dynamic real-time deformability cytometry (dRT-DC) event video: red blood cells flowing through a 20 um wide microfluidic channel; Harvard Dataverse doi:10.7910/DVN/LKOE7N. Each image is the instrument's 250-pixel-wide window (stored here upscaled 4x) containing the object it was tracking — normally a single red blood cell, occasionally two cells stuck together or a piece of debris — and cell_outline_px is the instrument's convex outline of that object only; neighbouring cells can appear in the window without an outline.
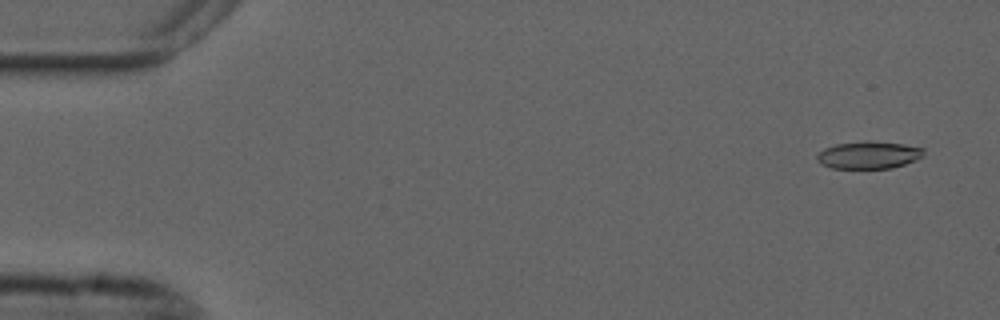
{"species": "common noctule bat (a hibernating species)", "species_latin": "Nyctalus noctula", "temperature_condition": "cold", "stored_images_in_passage": 22, "camera_frame_rate_fps": 3000, "um_per_image_px": 0.085, "animal": {"sex": "male", "forearm_length_mm": 52.5}, "frame": {"image": 1, "passage_image": 1, "time_ms": 0.0, "image_size_px": [1000, 320], "cell_outline_px": [[924, 156], [916, 160], [892, 168], [832, 168], [820, 164], [816, 160], [816, 156], [824, 148], [836, 144], [864, 140], [872, 140], [904, 144], [924, 148]], "centroid_in_image_um": [73.84, 13.16], "position_along_channel_um": 11.2, "area_um2": 17.28}}
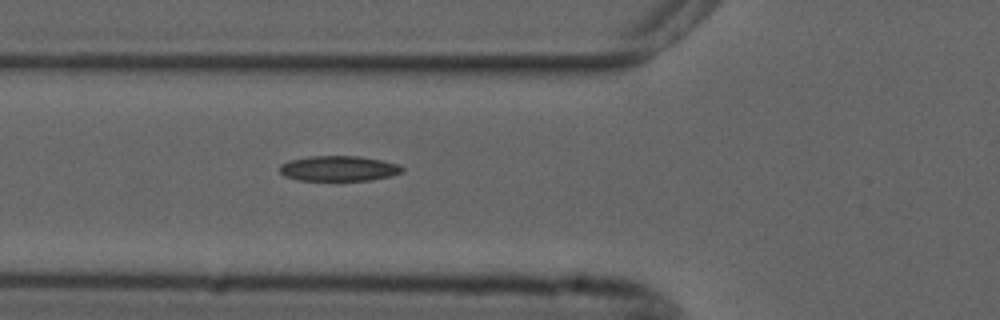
{"frame": {"image": 2, "passage_image": 18, "time_ms": 5.667, "image_size_px": [1000, 320], "cell_outline_px": [[404, 172], [392, 176], [372, 180], [296, 180], [284, 176], [280, 172], [280, 164], [288, 160], [312, 156], [360, 156], [400, 164], [404, 168]], "centroid_in_image_um": [28.81, 14.32], "position_along_channel_um": 97.0, "area_um2": 18.21}}
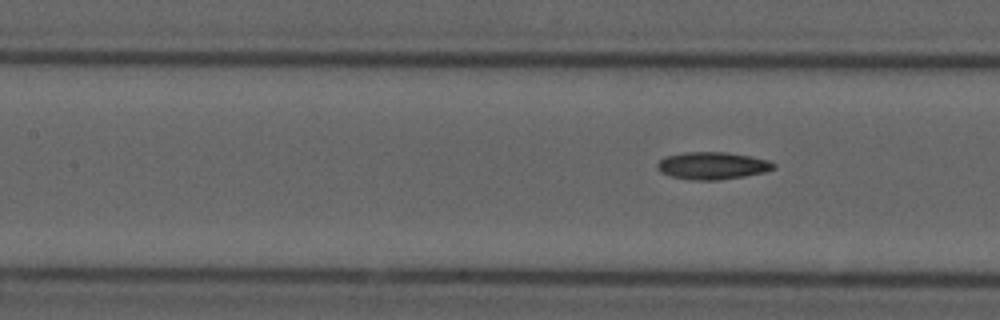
{"frame": {"image": 3, "passage_image": 22, "time_ms": 7.0, "image_size_px": [1000, 320], "cell_outline_px": [[776, 168], [764, 172], [744, 176], [716, 180], [692, 180], [672, 176], [660, 172], [656, 168], [656, 164], [664, 156], [684, 152], [728, 152], [768, 160], [776, 164]], "centroid_in_image_um": [60.53, 14.07], "position_along_channel_um": 146.9, "area_um2": 18.55}}